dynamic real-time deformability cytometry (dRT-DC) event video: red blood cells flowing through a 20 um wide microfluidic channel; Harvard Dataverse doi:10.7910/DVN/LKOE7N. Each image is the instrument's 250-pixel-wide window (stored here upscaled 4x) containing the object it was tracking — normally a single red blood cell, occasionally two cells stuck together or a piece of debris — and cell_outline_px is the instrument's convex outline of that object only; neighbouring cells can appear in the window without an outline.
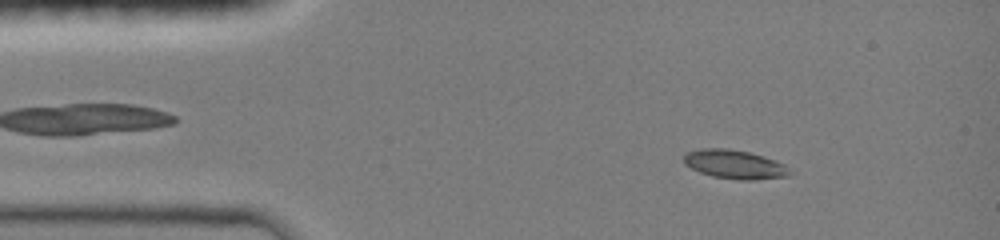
{"species": "common noctule bat (a hibernating species)", "species_latin": "Nyctalus noctula", "temperature_condition": "room temperature", "stored_images_in_passage": 67, "camera_frame_rate_fps": 3000, "um_per_image_px": 0.085, "animal": {"sex": "female", "body_mass_g": 19.0, "forearm_length_mm": 51.5}, "frame": {"image": 1, "passage_image": 6, "time_ms": 1.333, "image_size_px": [1000, 240], "cell_outline_px": [[792, 172], [788, 176], [752, 180], [740, 180], [712, 176], [700, 172], [684, 164], [684, 156], [688, 152], [704, 148], [728, 148], [748, 152], [784, 164]], "centroid_in_image_um": [62.43, 13.98], "position_along_channel_um": 22.6, "area_um2": 17.51}}
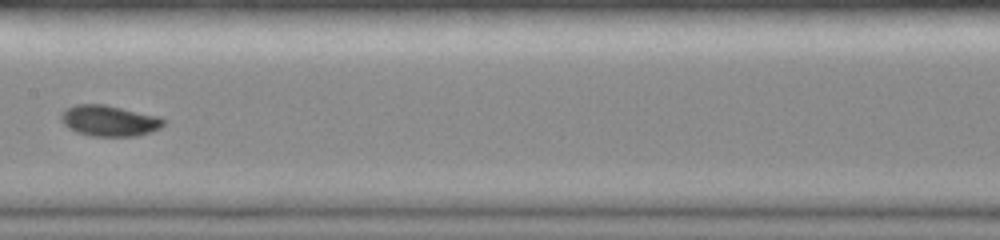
{"frame": {"image": 2, "passage_image": 35, "time_ms": 7.0, "image_size_px": [1000, 240], "cell_outline_px": [[164, 124], [160, 128], [152, 132], [136, 136], [92, 136], [76, 132], [68, 128], [60, 120], [60, 112], [76, 104], [104, 104], [160, 116], [164, 120]], "centroid_in_image_um": [9.28, 10.26], "position_along_channel_um": 198.1, "area_um2": 18.61}}
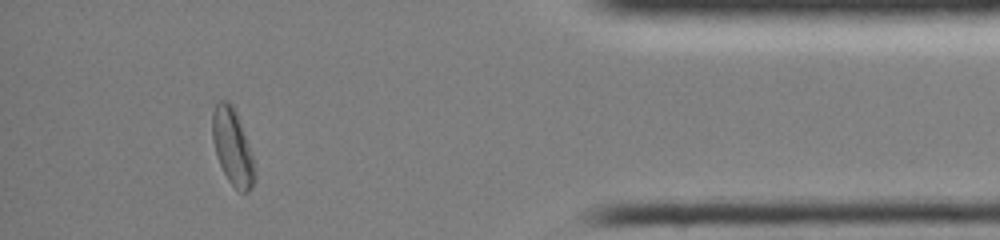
{"frame": {"image": 3, "passage_image": 62, "time_ms": 13.0, "image_size_px": [1000, 240], "cell_outline_px": [[256, 180], [252, 188], [248, 192], [240, 192], [228, 180], [216, 156], [212, 140], [212, 112], [216, 104], [220, 100], [228, 100], [232, 104], [248, 144], [252, 156], [256, 176]], "centroid_in_image_um": [19.75, 12.51], "position_along_channel_um": 415.4, "area_um2": 18.61}, "authors_computed_cell_mechanics": {"area_um2": 17.5134, "velocity_mm_per_s": 4.1627, "shape_relaxation_time_tau1_ms": 4.1617, "shape_relaxation_time_tau2_ms": null, "deformation_change_tau1": 0.1442, "deformation_change_tau2": null}}